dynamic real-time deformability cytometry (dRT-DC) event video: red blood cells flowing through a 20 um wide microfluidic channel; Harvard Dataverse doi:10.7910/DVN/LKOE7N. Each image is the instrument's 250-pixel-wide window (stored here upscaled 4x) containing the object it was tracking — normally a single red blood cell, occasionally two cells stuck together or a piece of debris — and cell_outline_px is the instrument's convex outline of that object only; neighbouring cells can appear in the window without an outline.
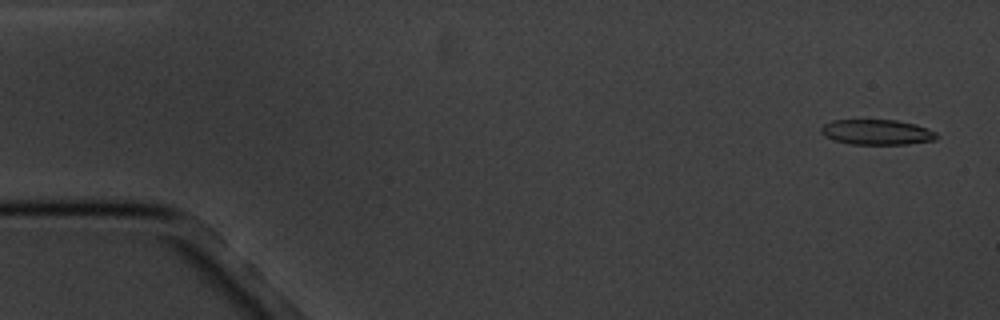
{"species": "common noctule bat (a hibernating species)", "species_latin": "Nyctalus noctula", "temperature_condition": "cold", "stored_images_in_passage": 5, "camera_frame_rate_fps": 3000, "um_per_image_px": 0.085, "animal": {"sex": "male", "body_mass_g": 20.1, "forearm_length_mm": 53.5}, "frame": {"image": 1, "passage_image": 1, "time_ms": 0.0, "image_size_px": [1000, 320], "cell_outline_px": [[940, 136], [936, 140], [908, 144], [852, 144], [836, 140], [824, 136], [820, 132], [820, 128], [824, 124], [832, 120], [896, 120], [916, 124], [928, 128], [936, 132]], "centroid_in_image_um": [74.58, 11.23], "position_along_channel_um": 10.4, "area_um2": 17.11}}